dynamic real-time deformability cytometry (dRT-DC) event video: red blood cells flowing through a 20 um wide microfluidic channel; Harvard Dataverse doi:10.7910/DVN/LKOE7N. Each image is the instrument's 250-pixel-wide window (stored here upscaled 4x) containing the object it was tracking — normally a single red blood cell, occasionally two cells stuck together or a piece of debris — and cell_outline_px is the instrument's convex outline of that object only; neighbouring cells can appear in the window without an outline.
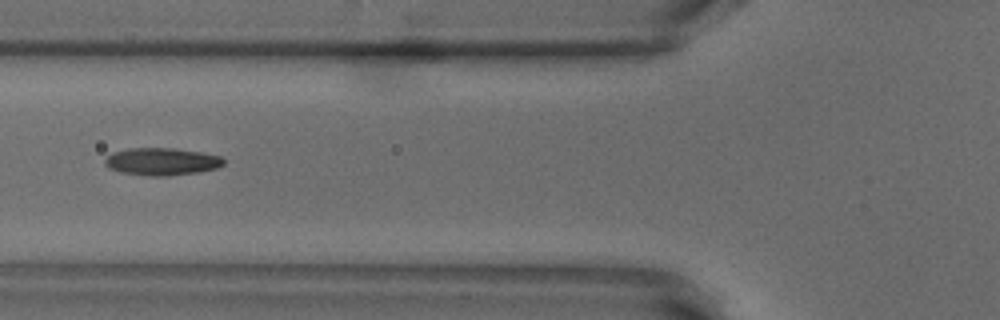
{"species": "common noctule bat (a hibernating species)", "species_latin": "Nyctalus noctula", "temperature_condition": "warm", "stored_images_in_passage": 40, "camera_frame_rate_fps": 3000, "um_per_image_px": 0.085, "animal": {"sex": "male", "body_mass_g": 18.8}, "frame": {"image": 1, "passage_image": 7, "time_ms": 2.0, "image_size_px": [1000, 320], "cell_outline_px": [[224, 164], [216, 168], [200, 172], [168, 176], [152, 176], [120, 172], [108, 168], [104, 164], [104, 160], [112, 152], [128, 148], [172, 148], [200, 152], [220, 156], [224, 160]], "centroid_in_image_um": [13.72, 13.73], "position_along_channel_um": 112.1, "area_um2": 19.02}, "authors_computed_cell_mechanics": {"area_um2": 18.0914, "velocity_mm_per_s": 3.8546, "shape_relaxation_time_tau1_ms": 3.7504, "shape_relaxation_time_tau2_ms": 2.905, "deformation_change_tau1": 0.1591, "deformation_change_tau2": 0.0987}}